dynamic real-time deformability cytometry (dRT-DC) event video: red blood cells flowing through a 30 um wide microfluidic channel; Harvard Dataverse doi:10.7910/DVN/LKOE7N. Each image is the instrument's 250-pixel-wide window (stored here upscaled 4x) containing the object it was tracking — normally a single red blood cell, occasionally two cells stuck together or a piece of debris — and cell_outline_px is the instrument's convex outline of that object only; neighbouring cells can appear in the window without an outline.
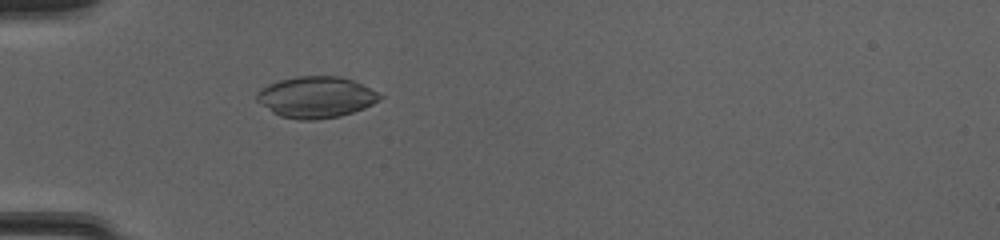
{"species": "common noctule bat (a hibernating species)", "species_latin": "Nyctalus noctula", "temperature_condition": "cold", "stored_images_in_passage": 52, "camera_frame_rate_fps": 3000, "um_per_image_px": 0.085, "animal": {"sex": "female", "body_mass_g": 20.0, "forearm_length_mm": 54.0}, "frame": {"image": 1, "passage_image": 18, "time_ms": 5.667, "image_size_px": [1000, 240], "cell_outline_px": [[384, 96], [380, 100], [364, 108], [340, 116], [316, 120], [300, 120], [280, 116], [272, 112], [256, 100], [256, 92], [260, 88], [268, 84], [280, 80], [296, 76], [340, 76], [352, 80]], "centroid_in_image_um": [26.83, 8.26], "position_along_channel_um": 58.2, "area_um2": 29.54}}
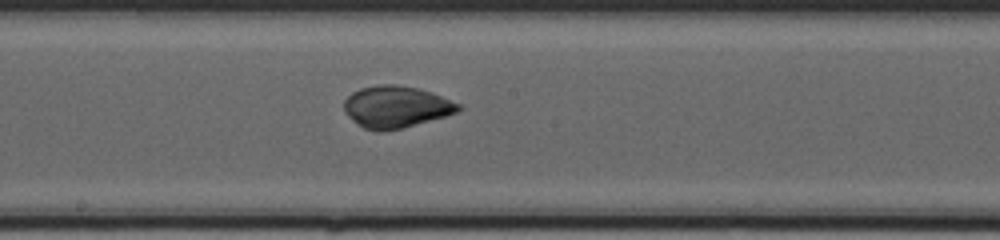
{"frame": {"image": 2, "passage_image": 30, "time_ms": 9.667, "image_size_px": [1000, 240], "cell_outline_px": [[464, 108], [456, 112], [444, 116], [400, 128], [384, 132], [380, 132], [364, 128], [356, 124], [344, 112], [344, 100], [352, 92], [360, 88], [380, 84], [396, 84], [416, 88], [432, 92], [460, 104]], "centroid_in_image_um": [33.63, 9.08], "position_along_channel_um": 214.6, "area_um2": 27.8}}
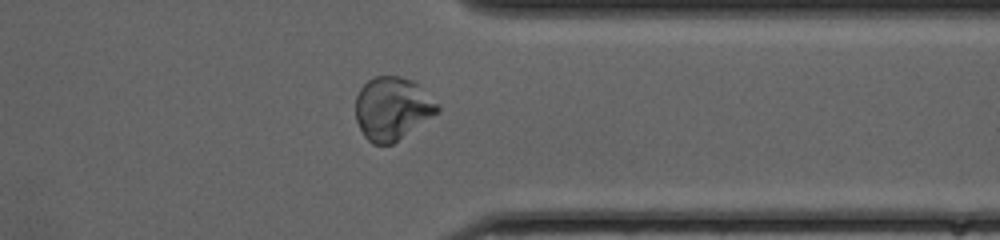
{"frame": {"image": 3, "passage_image": 42, "time_ms": 13.667, "image_size_px": [1000, 240], "cell_outline_px": [[440, 112], [392, 144], [372, 144], [364, 136], [356, 120], [356, 96], [360, 88], [368, 80], [376, 76], [400, 76], [412, 80], [440, 108]], "centroid_in_image_um": [33.31, 9.23], "position_along_channel_um": 378.1, "area_um2": 29.71}, "authors_computed_cell_mechanics": {"area_um2": 29.1312, "velocity_mm_per_s": 4.1528, "shape_relaxation_time_tau1_ms": 9.9726, "shape_relaxation_time_tau2_ms": null, "deformation_change_tau1": 0.2876, "deformation_change_tau2": null}}